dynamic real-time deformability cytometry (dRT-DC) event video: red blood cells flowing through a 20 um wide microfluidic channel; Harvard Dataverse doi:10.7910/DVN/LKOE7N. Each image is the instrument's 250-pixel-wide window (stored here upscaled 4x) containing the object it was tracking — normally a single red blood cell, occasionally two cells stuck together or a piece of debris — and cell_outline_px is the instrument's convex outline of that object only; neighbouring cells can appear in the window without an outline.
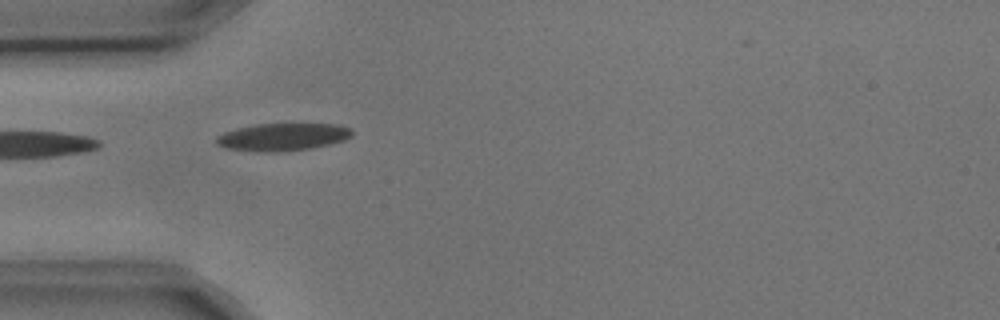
{"species": "common noctule bat (a hibernating species)", "species_latin": "Nyctalus noctula", "temperature_condition": "cold", "stored_images_in_passage": 5, "camera_frame_rate_fps": 3000, "um_per_image_px": 0.085, "animal": {"sex": "male", "body_mass_g": 17.9, "forearm_length_mm": 54.2}, "frame": {"image": 1, "passage_image": 4, "time_ms": 1.0, "image_size_px": [1000, 320], "cell_outline_px": [[352, 136], [344, 140], [312, 148], [276, 152], [256, 152], [224, 148], [216, 144], [216, 136], [224, 132], [236, 128], [256, 124], [340, 124], [352, 128]], "centroid_in_image_um": [24.0, 11.64], "position_along_channel_um": 61.0, "area_um2": 21.96}}